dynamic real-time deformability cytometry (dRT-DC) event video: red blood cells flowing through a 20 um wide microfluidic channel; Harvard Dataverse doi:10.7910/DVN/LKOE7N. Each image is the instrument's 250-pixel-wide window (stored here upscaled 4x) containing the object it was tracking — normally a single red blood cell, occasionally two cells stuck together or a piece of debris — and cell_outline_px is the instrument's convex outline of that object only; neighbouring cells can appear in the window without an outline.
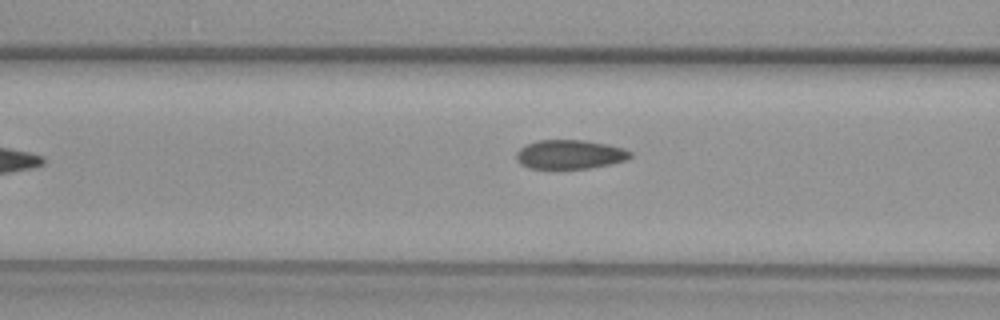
{"species": "common noctule bat (a hibernating species)", "species_latin": "Nyctalus noctula", "temperature_condition": "warm", "stored_images_in_passage": 7, "camera_frame_rate_fps": 3000, "um_per_image_px": 0.085, "animal": {"sex": "female", "body_mass_g": 29.2, "forearm_length_mm": 56.3}, "frame": {"image": 1, "passage_image": 7, "time_ms": 2.0, "image_size_px": [1000, 320], "cell_outline_px": [[632, 156], [628, 160], [612, 164], [588, 168], [528, 168], [520, 164], [516, 156], [516, 152], [524, 144], [536, 140], [584, 140], [608, 144], [624, 148], [632, 152]], "centroid_in_image_um": [48.45, 13.11], "position_along_channel_um": 118.1, "area_um2": 19.54}}